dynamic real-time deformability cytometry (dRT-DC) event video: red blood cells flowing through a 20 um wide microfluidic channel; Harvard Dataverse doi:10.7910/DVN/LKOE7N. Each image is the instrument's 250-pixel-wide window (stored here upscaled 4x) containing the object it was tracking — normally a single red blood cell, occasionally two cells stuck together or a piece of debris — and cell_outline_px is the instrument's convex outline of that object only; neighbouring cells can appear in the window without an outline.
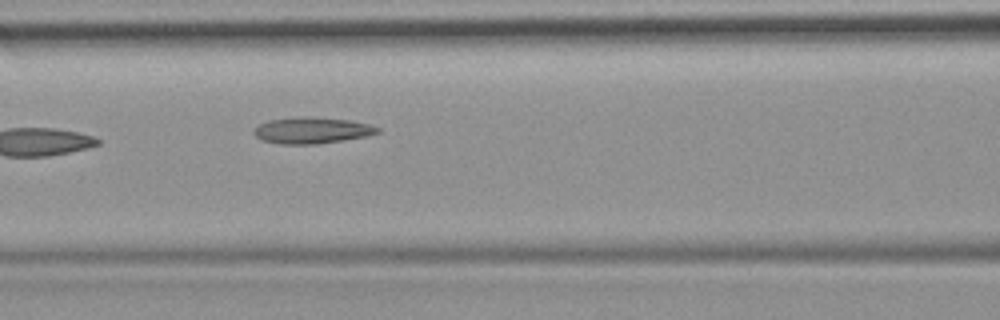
{"species": "common noctule bat (a hibernating species)", "species_latin": "Nyctalus noctula", "temperature_condition": "room temperature", "stored_images_in_passage": 5, "camera_frame_rate_fps": 3000, "um_per_image_px": 0.085, "animal": {"sex": "female", "body_mass_g": 19.9}, "frame": {"image": 1, "passage_image": 5, "time_ms": 4.667, "image_size_px": [1000, 320], "cell_outline_px": [[380, 132], [368, 136], [344, 140], [316, 144], [280, 144], [260, 140], [252, 132], [260, 124], [268, 120], [296, 116], [308, 116], [348, 120], [368, 124], [380, 128]], "centroid_in_image_um": [26.49, 11.08], "position_along_channel_um": 140.1, "area_um2": 19.07}}